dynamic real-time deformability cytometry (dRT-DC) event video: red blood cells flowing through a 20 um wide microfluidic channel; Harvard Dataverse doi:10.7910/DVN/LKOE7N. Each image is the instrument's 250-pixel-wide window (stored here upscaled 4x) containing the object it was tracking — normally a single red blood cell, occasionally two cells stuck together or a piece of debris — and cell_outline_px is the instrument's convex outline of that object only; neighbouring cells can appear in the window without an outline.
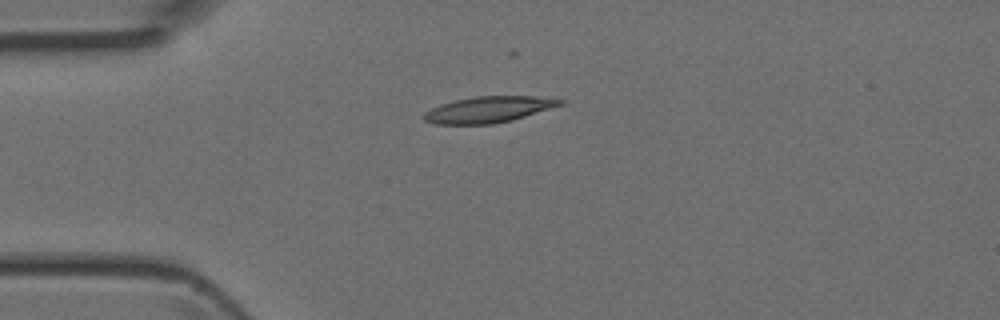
{"species": "Egyptian fruit bat (a non-hibernating species)", "species_latin": "Rousettus aegyptiacus", "temperature_condition": "room temperature", "stored_images_in_passage": 4, "camera_frame_rate_fps": 3000, "um_per_image_px": 0.085, "animal": {"sex": "female"}, "frame": {"image": 1, "passage_image": 2, "time_ms": 0.333, "image_size_px": [1000, 320], "cell_outline_px": [[564, 104], [512, 120], [492, 124], [436, 124], [424, 120], [420, 116], [424, 112], [440, 104], [456, 100], [476, 96], [532, 96], [564, 100]], "centroid_in_image_um": [41.48, 9.31], "position_along_channel_um": 43.5, "area_um2": 20.63}}
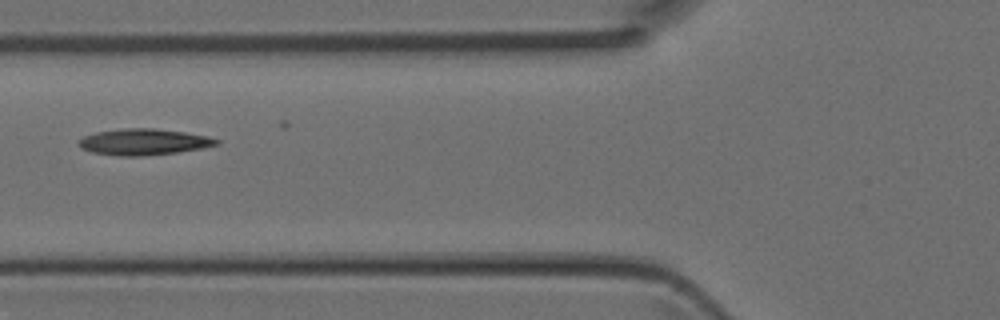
{"frame": {"image": 2, "passage_image": 4, "time_ms": 1.0, "image_size_px": [1000, 320], "cell_outline_px": [[220, 144], [200, 148], [176, 152], [140, 156], [120, 156], [92, 152], [80, 148], [76, 144], [84, 136], [96, 132], [124, 128], [152, 128], [184, 132], [208, 136], [220, 140]], "centroid_in_image_um": [12.19, 12.06], "position_along_channel_um": 113.6, "area_um2": 20.92}}